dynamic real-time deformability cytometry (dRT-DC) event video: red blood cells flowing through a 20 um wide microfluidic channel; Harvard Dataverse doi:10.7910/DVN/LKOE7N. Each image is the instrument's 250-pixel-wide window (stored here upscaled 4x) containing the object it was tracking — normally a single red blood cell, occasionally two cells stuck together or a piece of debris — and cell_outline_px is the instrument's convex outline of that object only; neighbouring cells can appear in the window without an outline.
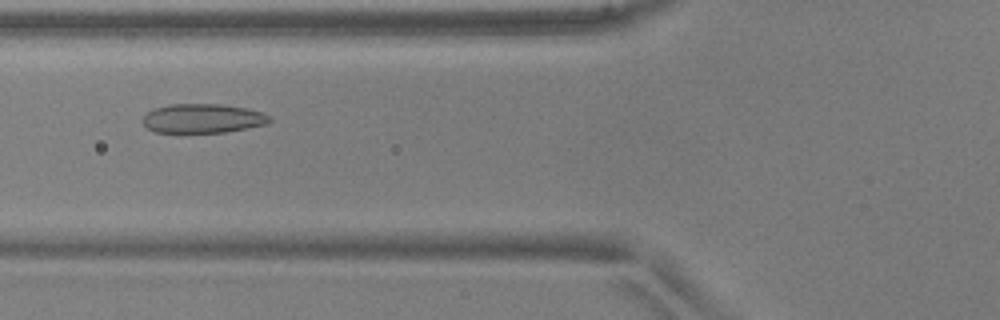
{"species": "common noctule bat (a hibernating species)", "species_latin": "Nyctalus noctula", "temperature_condition": "warm", "stored_images_in_passage": 37, "camera_frame_rate_fps": 3000, "um_per_image_px": 0.085, "animal": {"sex": "male", "body_mass_g": 17.9, "forearm_length_mm": 54.2}, "frame": {"image": 1, "passage_image": 5, "time_ms": 1.333, "image_size_px": [1000, 320], "cell_outline_px": [[272, 120], [268, 124], [248, 128], [224, 132], [156, 132], [148, 128], [140, 120], [148, 112], [156, 108], [168, 104], [220, 104], [244, 108], [264, 112], [272, 116]], "centroid_in_image_um": [17.27, 10.06], "position_along_channel_um": 108.5, "area_um2": 21.62}}
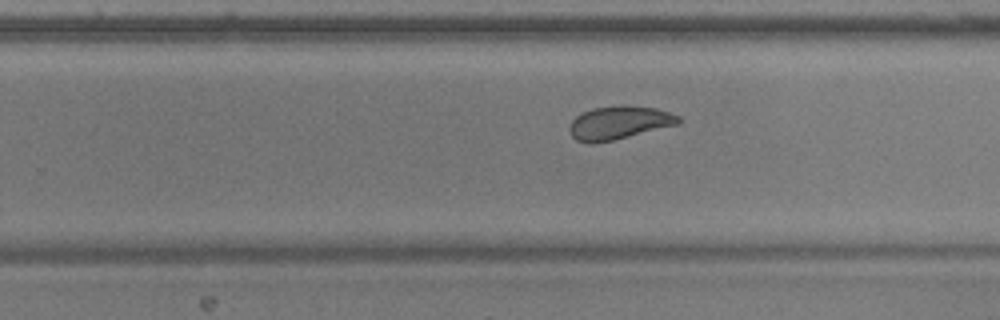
{"frame": {"image": 2, "passage_image": 18, "time_ms": 5.667, "image_size_px": [1000, 320], "cell_outline_px": [[680, 124], [612, 140], [592, 144], [588, 144], [576, 140], [572, 136], [568, 128], [572, 120], [576, 116], [592, 108], [624, 104], [652, 108], [668, 112], [680, 116]], "centroid_in_image_um": [52.59, 10.43], "position_along_channel_um": 277.2, "area_um2": 21.15}}
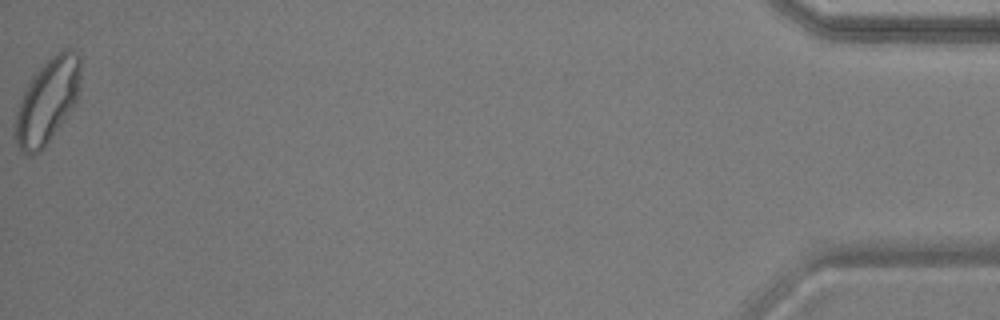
{"frame": {"image": 3, "passage_image": 37, "time_ms": 12.0, "image_size_px": [1000, 320], "cell_outline_px": [[80, 76], [76, 104], [40, 152], [32, 156], [28, 156], [20, 152], [12, 136], [16, 108], [32, 76], [56, 52], [64, 48], [68, 48], [76, 52], [80, 56]], "centroid_in_image_um": [3.98, 8.64], "position_along_channel_um": 431.2, "area_um2": 32.54}, "authors_computed_cell_mechanics": {"area_um2": 22.4842, "velocity_mm_per_s": 3.8849, "shape_relaxation_time_tau1_ms": 3.5054, "shape_relaxation_time_tau2_ms": 0.993, "deformation_change_tau1": 0.1095, "deformation_change_tau2": 0.0656}}